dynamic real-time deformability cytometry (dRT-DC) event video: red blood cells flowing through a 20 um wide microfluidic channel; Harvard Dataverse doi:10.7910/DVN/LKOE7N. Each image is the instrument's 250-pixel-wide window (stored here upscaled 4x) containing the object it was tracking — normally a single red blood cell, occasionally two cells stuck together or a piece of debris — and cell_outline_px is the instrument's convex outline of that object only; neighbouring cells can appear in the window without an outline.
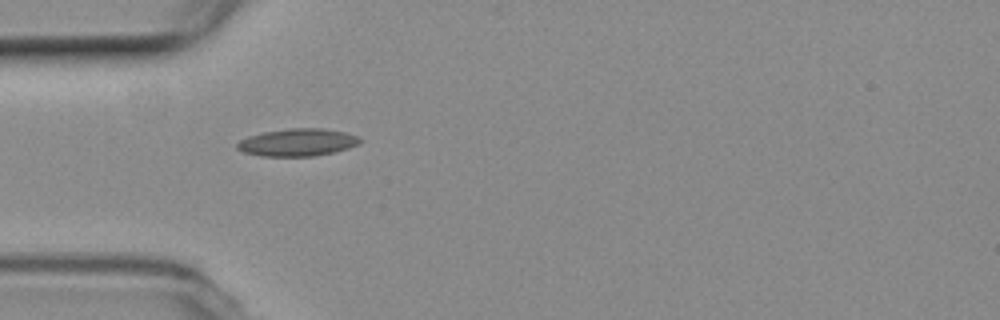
{"species": "common noctule bat (a hibernating species)", "species_latin": "Nyctalus noctula", "temperature_condition": "room temperature", "stored_images_in_passage": 10, "camera_frame_rate_fps": 3000, "um_per_image_px": 0.085, "animal": {"sex": "female", "body_mass_g": 19.3, "forearm_length_mm": 54.1}, "frame": {"image": 1, "passage_image": 1, "time_ms": 0.0, "image_size_px": [1000, 320], "cell_outline_px": [[360, 144], [348, 148], [332, 152], [312, 156], [260, 156], [244, 152], [236, 148], [236, 144], [240, 140], [248, 136], [264, 132], [288, 128], [324, 128], [344, 132], [360, 136]], "centroid_in_image_um": [25.29, 12.09], "position_along_channel_um": 59.7, "area_um2": 19.65}}
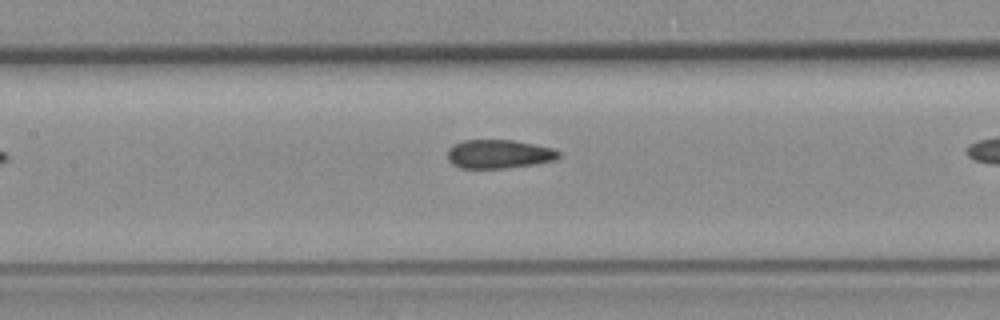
{"frame": {"image": 2, "passage_image": 6, "time_ms": 1.667, "image_size_px": [1000, 320], "cell_outline_px": [[560, 156], [556, 160], [536, 164], [504, 168], [460, 168], [452, 164], [448, 160], [448, 148], [452, 144], [464, 140], [516, 140], [552, 148], [560, 152]], "centroid_in_image_um": [42.4, 13.09], "position_along_channel_um": 165.0, "area_um2": 18.79}}
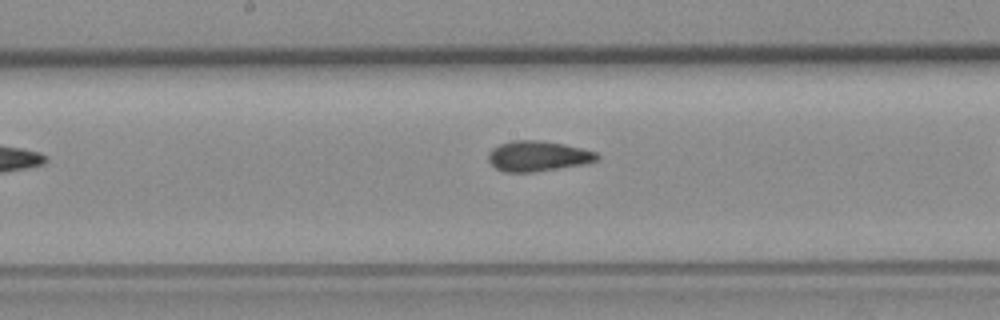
{"frame": {"image": 3, "passage_image": 9, "time_ms": 2.667, "image_size_px": [1000, 320], "cell_outline_px": [[600, 156], [596, 160], [584, 164], [536, 172], [504, 172], [496, 168], [488, 160], [488, 152], [492, 148], [500, 144], [512, 140], [540, 140], [564, 144], [596, 152]], "centroid_in_image_um": [45.69, 13.27], "position_along_channel_um": 202.5, "area_um2": 19.25}}